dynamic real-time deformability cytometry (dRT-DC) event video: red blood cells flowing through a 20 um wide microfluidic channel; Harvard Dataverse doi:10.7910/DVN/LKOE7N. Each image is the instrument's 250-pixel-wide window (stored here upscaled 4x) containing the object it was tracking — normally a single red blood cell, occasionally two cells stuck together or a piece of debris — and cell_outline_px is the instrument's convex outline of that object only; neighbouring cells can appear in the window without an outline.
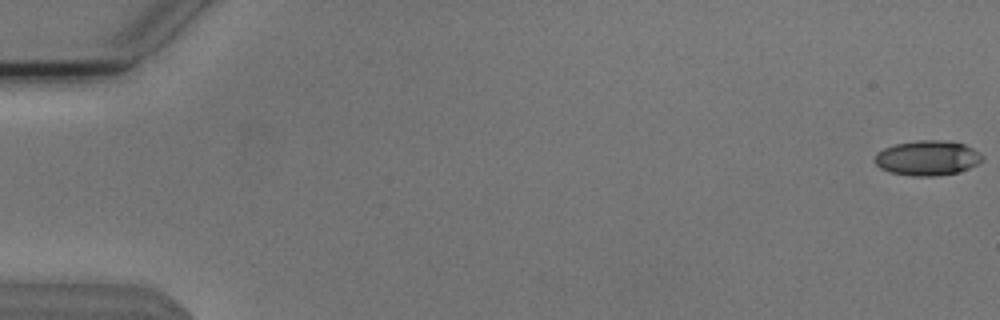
{"species": "Egyptian fruit bat (a non-hibernating species)", "species_latin": "Rousettus aegyptiacus", "temperature_condition": "cold", "stored_images_in_passage": 7, "camera_frame_rate_fps": 3000, "um_per_image_px": 0.085, "animal": {"sex": "male"}, "frame": {"image": 1, "passage_image": 1, "time_ms": 0.0, "image_size_px": [1000, 320], "cell_outline_px": [[984, 160], [968, 168], [956, 172], [936, 176], [912, 176], [888, 172], [880, 168], [872, 160], [876, 152], [884, 148], [896, 144], [920, 140], [940, 140], [964, 144], [980, 152], [984, 156]], "centroid_in_image_um": [78.8, 13.43], "position_along_channel_um": 6.2, "area_um2": 21.96}}